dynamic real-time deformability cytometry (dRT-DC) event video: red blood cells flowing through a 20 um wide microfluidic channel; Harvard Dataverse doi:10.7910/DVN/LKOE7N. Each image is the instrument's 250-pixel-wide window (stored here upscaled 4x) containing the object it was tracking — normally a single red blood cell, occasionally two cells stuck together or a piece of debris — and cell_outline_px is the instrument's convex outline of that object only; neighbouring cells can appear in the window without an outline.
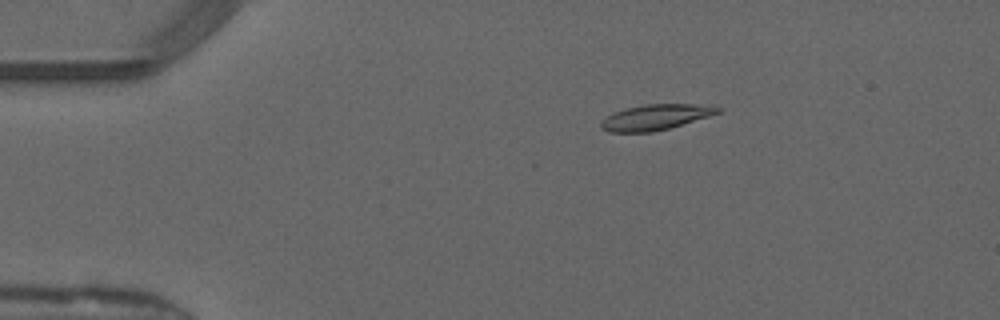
{"species": "common noctule bat (a hibernating species)", "species_latin": "Nyctalus noctula", "temperature_condition": "warm", "stored_images_in_passage": 16, "camera_frame_rate_fps": 3000, "um_per_image_px": 0.085, "animal": {"sex": "male", "forearm_length_mm": 52.5}, "frame": {"image": 1, "passage_image": 10, "time_ms": 3.0, "image_size_px": [1000, 320], "cell_outline_px": [[720, 112], [708, 116], [668, 128], [652, 132], [608, 132], [600, 128], [600, 120], [612, 112], [624, 108], [644, 104], [712, 104], [720, 108]], "centroid_in_image_um": [55.66, 9.94], "position_along_channel_um": 29.3, "area_um2": 17.51}}